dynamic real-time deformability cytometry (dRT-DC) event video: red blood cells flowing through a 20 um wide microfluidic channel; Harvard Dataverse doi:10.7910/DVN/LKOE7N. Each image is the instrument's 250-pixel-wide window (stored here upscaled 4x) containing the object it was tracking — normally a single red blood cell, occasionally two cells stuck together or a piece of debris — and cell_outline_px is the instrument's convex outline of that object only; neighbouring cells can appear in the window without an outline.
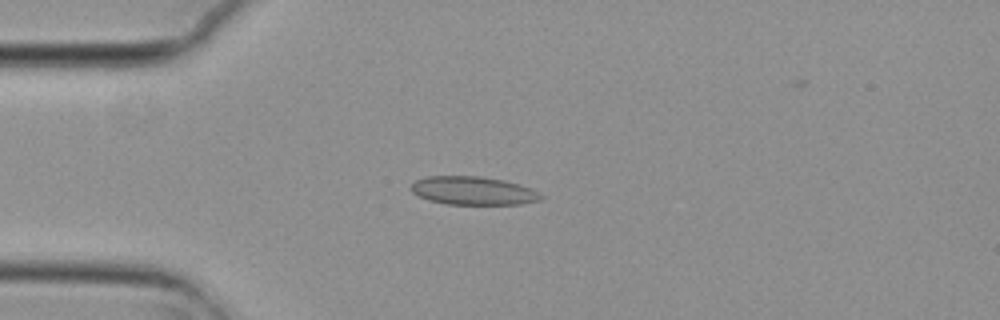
{"species": "common noctule bat (a hibernating species)", "species_latin": "Nyctalus noctula", "temperature_condition": "cold", "stored_images_in_passage": 3, "camera_frame_rate_fps": 3000, "um_per_image_px": 0.085, "animal": {"sex": "female", "body_mass_g": 29.2, "forearm_length_mm": 56.3}, "frame": {"image": 1, "passage_image": 3, "time_ms": 0.667, "image_size_px": [1000, 320], "cell_outline_px": [[544, 200], [520, 204], [444, 204], [428, 200], [412, 192], [412, 184], [416, 180], [428, 176], [480, 176], [504, 180], [520, 184], [532, 188], [540, 192], [544, 196]], "centroid_in_image_um": [40.29, 16.21], "position_along_channel_um": 44.7, "area_um2": 21.62}}